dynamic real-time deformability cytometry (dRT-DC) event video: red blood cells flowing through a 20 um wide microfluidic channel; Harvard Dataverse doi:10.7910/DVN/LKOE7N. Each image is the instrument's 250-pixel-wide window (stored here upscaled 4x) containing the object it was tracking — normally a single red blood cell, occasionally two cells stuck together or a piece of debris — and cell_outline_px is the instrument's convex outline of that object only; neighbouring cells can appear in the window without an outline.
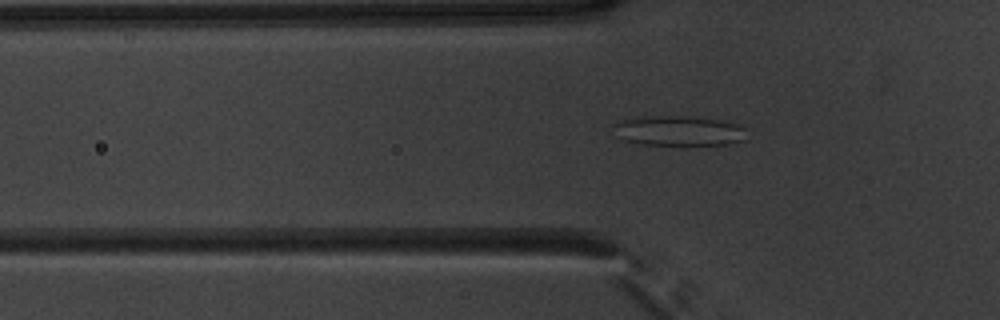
{"species": "common noctule bat (a hibernating species)", "species_latin": "Nyctalus noctula", "temperature_condition": "warm", "stored_images_in_passage": 52, "camera_frame_rate_fps": 3000, "um_per_image_px": 0.085, "animal": {"sex": "male", "body_mass_g": 20.1, "forearm_length_mm": 53.5}, "frame": {"image": 1, "passage_image": 18, "time_ms": 5.667, "image_size_px": [1000, 320], "cell_outline_px": [[744, 140], [728, 144], [684, 148], [644, 144], [624, 140], [612, 124], [624, 120], [652, 116], [688, 116], [720, 120], [740, 124], [744, 128]], "centroid_in_image_um": [57.78, 11.17], "position_along_channel_um": 68.0, "area_um2": 23.81}}
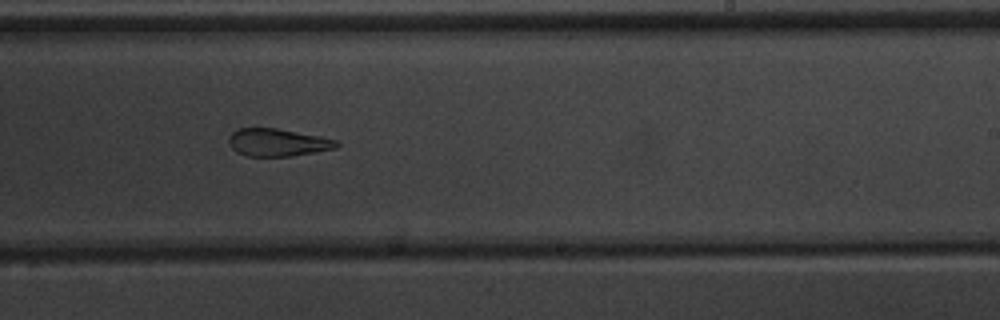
{"frame": {"image": 2, "passage_image": 33, "time_ms": 10.667, "image_size_px": [1000, 320], "cell_outline_px": [[340, 144], [336, 148], [288, 156], [244, 156], [236, 152], [228, 144], [228, 136], [232, 132], [240, 128], [276, 128], [320, 136], [336, 140]], "centroid_in_image_um": [23.54, 12.1], "position_along_channel_um": 265.5, "area_um2": 17.28}}
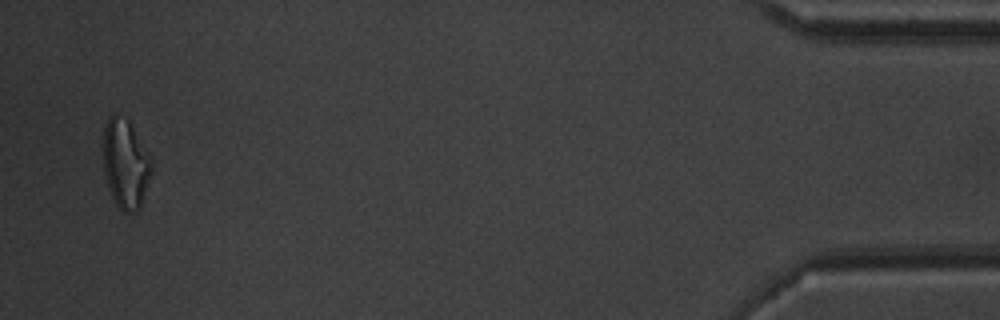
{"frame": {"image": 3, "passage_image": 51, "time_ms": 16.667, "image_size_px": [1000, 320], "cell_outline_px": [[152, 172], [140, 208], [136, 212], [124, 212], [116, 204], [112, 196], [104, 172], [104, 128], [108, 116], [112, 112], [116, 112], [128, 120], [152, 160]], "centroid_in_image_um": [10.67, 13.91], "position_along_channel_um": 424.5, "area_um2": 24.97}, "authors_computed_cell_mechanics": {"area_um2": 21.9351, "velocity_mm_per_s": 3.9501, "shape_relaxation_time_tau1_ms": null, "shape_relaxation_time_tau2_ms": 2.441, "deformation_change_tau1": null, "deformation_change_tau2": 0.1206}}